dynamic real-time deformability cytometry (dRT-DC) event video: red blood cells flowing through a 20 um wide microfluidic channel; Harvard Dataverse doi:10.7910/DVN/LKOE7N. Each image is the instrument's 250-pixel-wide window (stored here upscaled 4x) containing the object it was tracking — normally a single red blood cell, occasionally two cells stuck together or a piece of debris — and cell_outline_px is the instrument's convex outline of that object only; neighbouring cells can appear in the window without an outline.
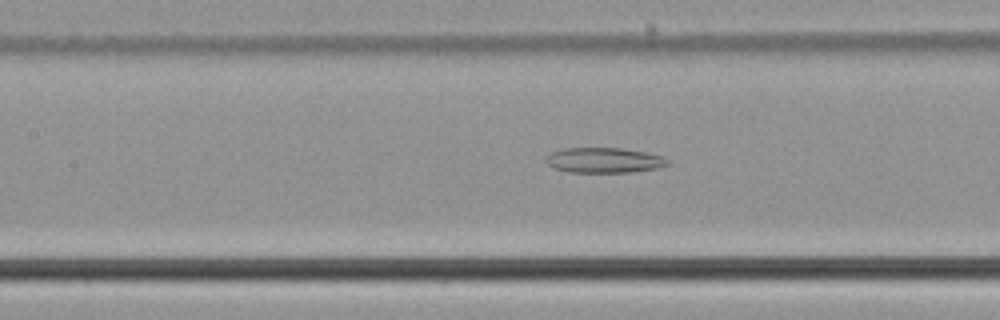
{"species": "common noctule bat (a hibernating species)", "species_latin": "Nyctalus noctula", "temperature_condition": "cold", "stored_images_in_passage": 53, "camera_frame_rate_fps": 3000, "um_per_image_px": 0.085, "animal": {"sex": "male", "body_mass_g": 21.5, "forearm_length_mm": 52.0}, "frame": {"image": 1, "passage_image": 23, "time_ms": 7.333, "image_size_px": [1000, 320], "cell_outline_px": [[668, 164], [660, 168], [632, 172], [568, 172], [556, 168], [548, 164], [548, 156], [552, 152], [564, 148], [620, 148], [648, 152], [664, 156], [668, 160]], "centroid_in_image_um": [51.43, 13.62], "position_along_channel_um": 156.0, "area_um2": 17.8}}
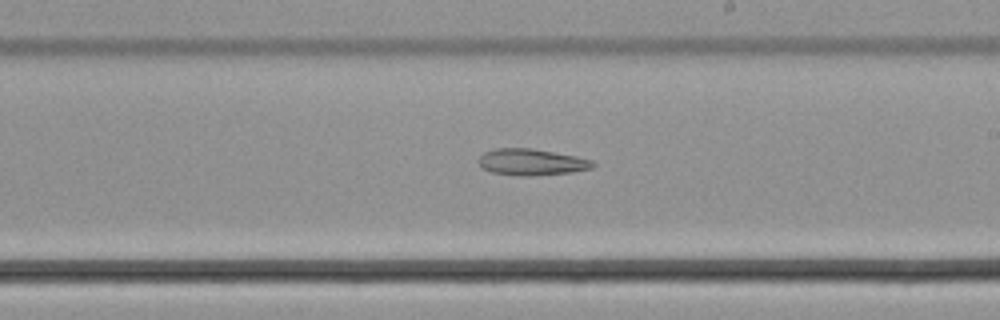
{"frame": {"image": 2, "passage_image": 30, "time_ms": 9.667, "image_size_px": [1000, 320], "cell_outline_px": [[596, 164], [592, 168], [572, 172], [528, 176], [516, 176], [492, 172], [480, 168], [476, 160], [484, 152], [492, 148], [532, 148], [576, 156], [592, 160]], "centroid_in_image_um": [45.12, 13.77], "position_along_channel_um": 243.9, "area_um2": 17.86}}
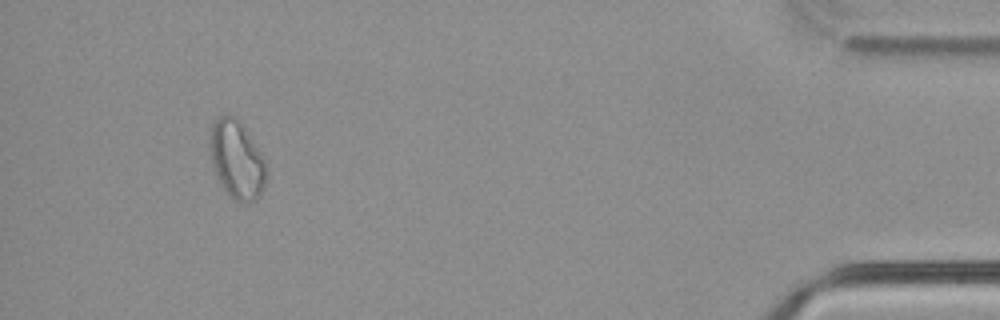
{"frame": {"image": 3, "passage_image": 49, "time_ms": 16.0, "image_size_px": [1000, 320], "cell_outline_px": [[268, 176], [264, 188], [260, 196], [256, 200], [248, 204], [244, 204], [236, 200], [224, 188], [216, 176], [212, 164], [208, 144], [212, 124], [220, 116], [228, 112], [236, 116], [240, 120], [264, 156], [268, 172]], "centroid_in_image_um": [20.16, 13.55], "position_along_channel_um": 415.0, "area_um2": 26.41}}